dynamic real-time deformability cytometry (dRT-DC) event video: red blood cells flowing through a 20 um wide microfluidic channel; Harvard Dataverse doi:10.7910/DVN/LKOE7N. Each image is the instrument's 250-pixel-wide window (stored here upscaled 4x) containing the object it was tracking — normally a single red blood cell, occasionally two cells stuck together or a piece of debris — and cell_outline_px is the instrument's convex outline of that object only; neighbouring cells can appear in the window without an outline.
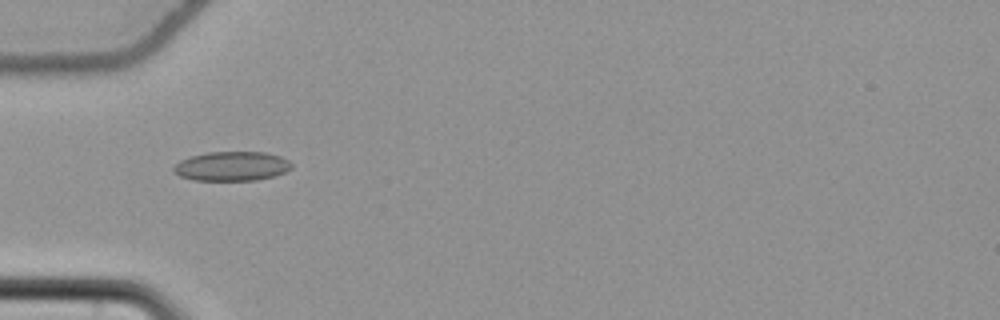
{"species": "common noctule bat (a hibernating species)", "species_latin": "Nyctalus noctula", "temperature_condition": "cold", "stored_images_in_passage": 5, "camera_frame_rate_fps": 3000, "um_per_image_px": 0.085, "animal": {"sex": "female", "body_mass_g": 22.7, "forearm_length_mm": 54.2}, "frame": {"image": 1, "passage_image": 1, "time_ms": 0.0, "image_size_px": [1000, 320], "cell_outline_px": [[292, 168], [284, 172], [272, 176], [256, 180], [196, 180], [180, 176], [172, 168], [180, 160], [192, 156], [208, 152], [264, 152], [280, 156], [288, 160], [292, 164]], "centroid_in_image_um": [19.71, 14.12], "position_along_channel_um": 65.3, "area_um2": 19.94}}
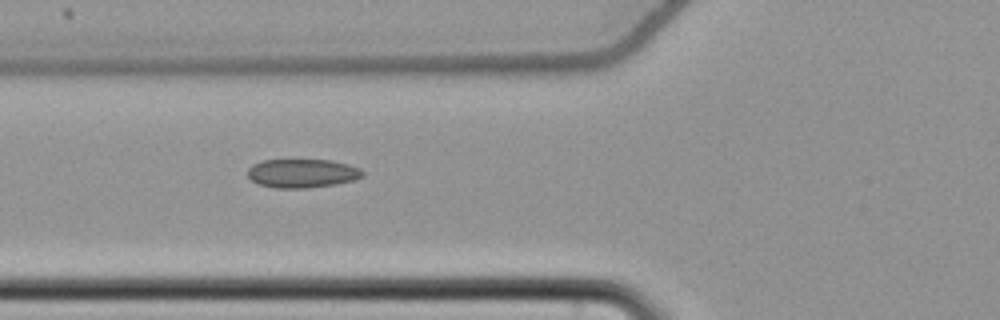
{"frame": {"image": 2, "passage_image": 4, "time_ms": 1.0, "image_size_px": [1000, 320], "cell_outline_px": [[364, 176], [356, 180], [336, 184], [308, 188], [276, 188], [256, 184], [248, 176], [248, 168], [252, 164], [264, 160], [332, 160], [348, 164], [360, 168], [364, 172]], "centroid_in_image_um": [25.71, 14.74], "position_along_channel_um": 100.1, "area_um2": 19.48}}